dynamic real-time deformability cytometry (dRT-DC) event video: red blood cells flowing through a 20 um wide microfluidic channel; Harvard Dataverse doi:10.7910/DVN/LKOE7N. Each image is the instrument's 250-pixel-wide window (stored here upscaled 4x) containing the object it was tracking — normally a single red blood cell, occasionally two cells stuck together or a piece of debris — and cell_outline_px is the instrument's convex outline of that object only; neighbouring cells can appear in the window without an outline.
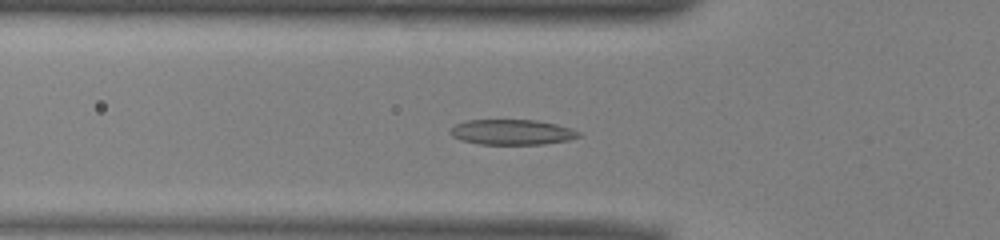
{"species": "common noctule bat (a hibernating species)", "species_latin": "Nyctalus noctula", "temperature_condition": "warm", "stored_images_in_passage": 49, "camera_frame_rate_fps": 3000, "um_per_image_px": 0.085, "animal": {"sex": "male", "body_mass_g": 13.0, "forearm_length_mm": 53.1}, "frame": {"image": 1, "passage_image": 15, "time_ms": 4.667, "image_size_px": [1000, 240], "cell_outline_px": [[580, 136], [568, 140], [544, 144], [480, 144], [460, 140], [452, 136], [448, 132], [456, 124], [468, 120], [536, 120], [556, 124], [572, 128], [580, 132]], "centroid_in_image_um": [43.52, 11.23], "position_along_channel_um": 82.3, "area_um2": 18.9}}
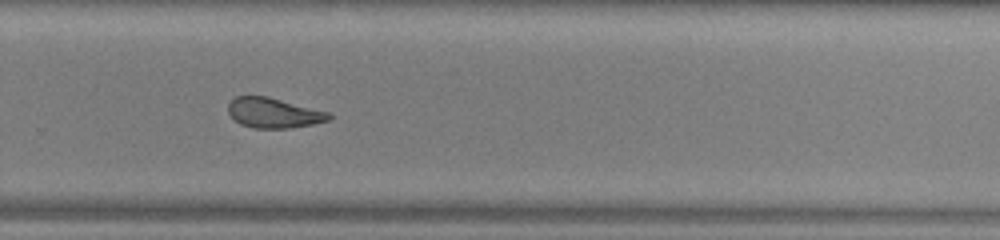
{"frame": {"image": 2, "passage_image": 32, "time_ms": 10.333, "image_size_px": [1000, 240], "cell_outline_px": [[332, 116], [328, 120], [312, 124], [292, 128], [252, 128], [240, 124], [228, 112], [228, 104], [236, 96], [268, 96], [332, 112]], "centroid_in_image_um": [23.3, 9.59], "position_along_channel_um": 306.5, "area_um2": 17.8}}
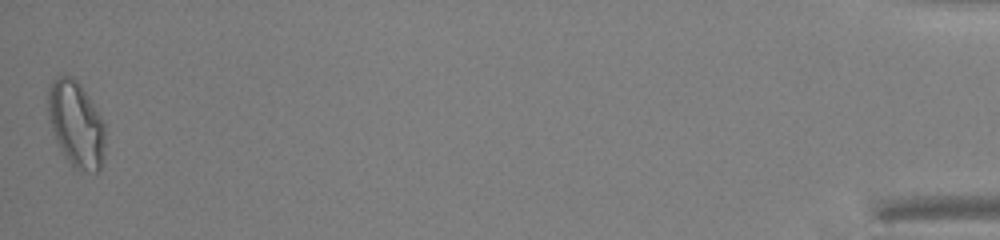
{"frame": {"image": 3, "passage_image": 49, "time_ms": 16.0, "image_size_px": [1000, 240], "cell_outline_px": [[104, 160], [100, 168], [96, 172], [80, 172], [64, 156], [56, 140], [48, 116], [48, 92], [52, 80], [60, 76], [72, 76], [80, 84], [100, 116], [104, 124]], "centroid_in_image_um": [6.47, 10.58], "position_along_channel_um": 428.7, "area_um2": 28.32}, "authors_computed_cell_mechanics": {"area_um2": 19.2474, "velocity_mm_per_s": 3.9583, "shape_relaxation_time_tau1_ms": 6.3333, "shape_relaxation_time_tau2_ms": 1.9749, "deformation_change_tau1": 0.183, "deformation_change_tau2": 0.0996}}